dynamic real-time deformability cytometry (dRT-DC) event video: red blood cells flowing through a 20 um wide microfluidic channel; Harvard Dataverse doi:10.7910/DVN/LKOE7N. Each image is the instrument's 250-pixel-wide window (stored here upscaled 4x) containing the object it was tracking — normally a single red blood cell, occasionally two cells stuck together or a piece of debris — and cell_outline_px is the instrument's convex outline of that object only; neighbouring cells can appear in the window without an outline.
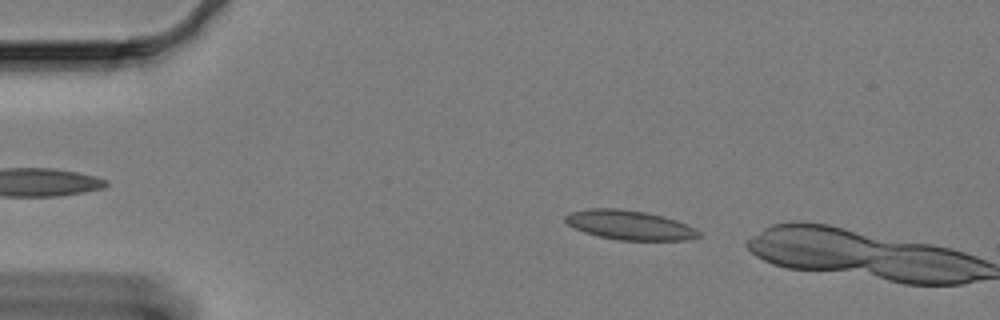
{"species": "Egyptian fruit bat (a non-hibernating species)", "species_latin": "Rousettus aegyptiacus", "temperature_condition": "cold", "stored_images_in_passage": 7, "camera_frame_rate_fps": 3000, "um_per_image_px": 0.085, "animal": {"sex": "female"}, "frame": {"image": 1, "passage_image": 3, "time_ms": 0.667, "image_size_px": [1000, 320], "cell_outline_px": [[704, 236], [688, 240], [616, 240], [584, 232], [568, 224], [564, 220], [564, 216], [568, 212], [588, 208], [616, 208], [644, 212], [664, 216], [688, 224], [696, 228]], "centroid_in_image_um": [53.55, 19.13], "position_along_channel_um": 31.5, "area_um2": 23.06}}